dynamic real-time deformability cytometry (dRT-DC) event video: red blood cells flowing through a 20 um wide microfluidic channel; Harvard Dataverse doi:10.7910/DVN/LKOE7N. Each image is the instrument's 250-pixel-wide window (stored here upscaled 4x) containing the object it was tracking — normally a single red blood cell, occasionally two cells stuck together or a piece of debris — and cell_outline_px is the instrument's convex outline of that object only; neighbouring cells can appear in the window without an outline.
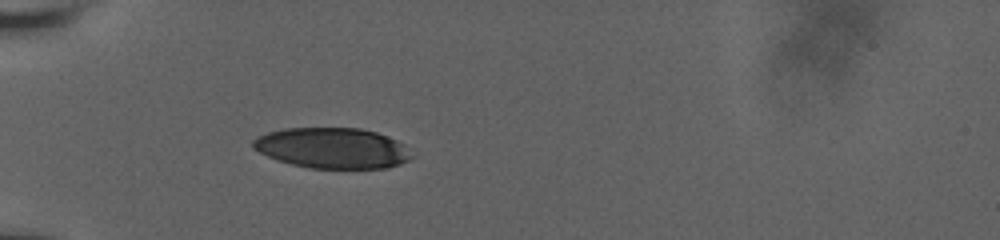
{"species": "human", "species_latin": "Homo sapiens", "temperature_condition": "room temperature", "stored_images_in_passage": 32, "camera_frame_rate_fps": 3000, "um_per_image_px": 0.085, "donor": {"sex": "male"}, "frame": {"image": 1, "passage_image": 1, "time_ms": 0.0, "image_size_px": [1000, 240], "cell_outline_px": [[412, 156], [408, 160], [400, 164], [384, 168], [308, 168], [292, 164], [268, 156], [252, 148], [252, 140], [256, 136], [268, 132], [284, 128], [360, 128], [376, 132], [396, 140], [404, 144]], "centroid_in_image_um": [28.23, 12.58], "position_along_channel_um": 56.8, "area_um2": 37.4}}
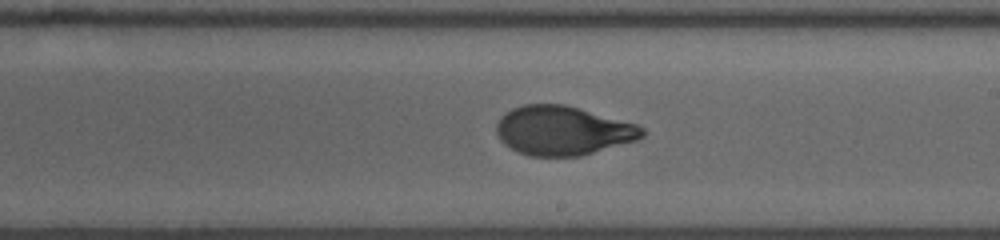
{"frame": {"image": 2, "passage_image": 17, "time_ms": 5.333, "image_size_px": [1000, 240], "cell_outline_px": [[644, 136], [636, 140], [580, 156], [528, 156], [516, 152], [504, 144], [500, 140], [496, 132], [496, 124], [500, 116], [504, 112], [512, 108], [524, 104], [564, 104], [580, 108], [636, 124], [644, 128]], "centroid_in_image_um": [47.79, 11.1], "position_along_channel_um": 241.2, "area_um2": 41.85}}
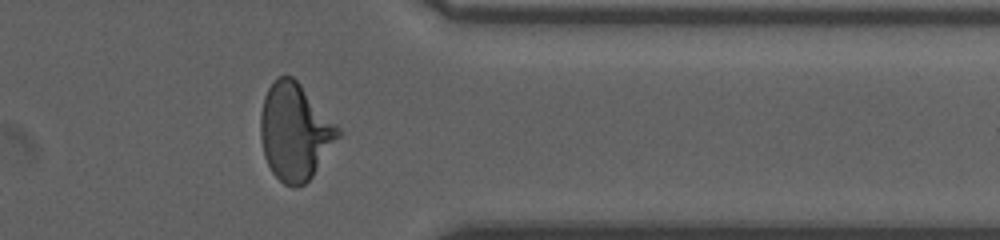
{"frame": {"image": 3, "passage_image": 31, "time_ms": 9.333, "image_size_px": [1000, 240], "cell_outline_px": [[340, 136], [312, 176], [304, 184], [296, 188], [284, 184], [272, 172], [264, 156], [260, 140], [260, 112], [264, 96], [268, 88], [276, 76], [292, 76], [300, 84], [340, 128]], "centroid_in_image_um": [25.04, 11.2], "position_along_channel_um": 386.4, "area_um2": 43.58}, "authors_computed_cell_mechanics": {"area_um2": 41.8472, "velocity_mm_per_s": 3.7825, "shape_relaxation_time_tau1_ms": 4.3492, "shape_relaxation_time_tau2_ms": null, "deformation_change_tau1": 0.1906, "deformation_change_tau2": null}}